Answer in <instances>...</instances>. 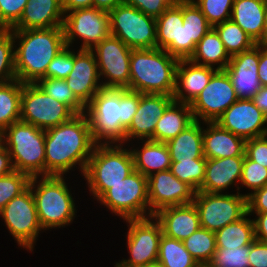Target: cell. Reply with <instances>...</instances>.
<instances>
[{"instance_id": "cell-1", "label": "cell", "mask_w": 267, "mask_h": 267, "mask_svg": "<svg viewBox=\"0 0 267 267\" xmlns=\"http://www.w3.org/2000/svg\"><path fill=\"white\" fill-rule=\"evenodd\" d=\"M95 145L86 113L45 130V176H70L77 169L83 177Z\"/></svg>"}, {"instance_id": "cell-2", "label": "cell", "mask_w": 267, "mask_h": 267, "mask_svg": "<svg viewBox=\"0 0 267 267\" xmlns=\"http://www.w3.org/2000/svg\"><path fill=\"white\" fill-rule=\"evenodd\" d=\"M11 31L16 79L23 84L45 79L49 63L66 47L63 26Z\"/></svg>"}, {"instance_id": "cell-3", "label": "cell", "mask_w": 267, "mask_h": 267, "mask_svg": "<svg viewBox=\"0 0 267 267\" xmlns=\"http://www.w3.org/2000/svg\"><path fill=\"white\" fill-rule=\"evenodd\" d=\"M69 178L71 177L49 175L30 179L29 187L34 197L38 219L45 232L61 228L63 230L72 225L77 217V200L72 193V186H68L71 181Z\"/></svg>"}, {"instance_id": "cell-4", "label": "cell", "mask_w": 267, "mask_h": 267, "mask_svg": "<svg viewBox=\"0 0 267 267\" xmlns=\"http://www.w3.org/2000/svg\"><path fill=\"white\" fill-rule=\"evenodd\" d=\"M179 59L159 48L132 49L126 89L173 96Z\"/></svg>"}, {"instance_id": "cell-5", "label": "cell", "mask_w": 267, "mask_h": 267, "mask_svg": "<svg viewBox=\"0 0 267 267\" xmlns=\"http://www.w3.org/2000/svg\"><path fill=\"white\" fill-rule=\"evenodd\" d=\"M134 170L133 156L127 144H96L82 179L89 188L90 197L97 201Z\"/></svg>"}, {"instance_id": "cell-6", "label": "cell", "mask_w": 267, "mask_h": 267, "mask_svg": "<svg viewBox=\"0 0 267 267\" xmlns=\"http://www.w3.org/2000/svg\"><path fill=\"white\" fill-rule=\"evenodd\" d=\"M3 135L14 170L30 177L45 176V130L19 120L6 128Z\"/></svg>"}, {"instance_id": "cell-7", "label": "cell", "mask_w": 267, "mask_h": 267, "mask_svg": "<svg viewBox=\"0 0 267 267\" xmlns=\"http://www.w3.org/2000/svg\"><path fill=\"white\" fill-rule=\"evenodd\" d=\"M85 113L95 144H125L126 128L120 122V88H101Z\"/></svg>"}, {"instance_id": "cell-8", "label": "cell", "mask_w": 267, "mask_h": 267, "mask_svg": "<svg viewBox=\"0 0 267 267\" xmlns=\"http://www.w3.org/2000/svg\"><path fill=\"white\" fill-rule=\"evenodd\" d=\"M96 203L113 216H119V220L150 217L147 177L134 170L121 182L112 185Z\"/></svg>"}, {"instance_id": "cell-9", "label": "cell", "mask_w": 267, "mask_h": 267, "mask_svg": "<svg viewBox=\"0 0 267 267\" xmlns=\"http://www.w3.org/2000/svg\"><path fill=\"white\" fill-rule=\"evenodd\" d=\"M0 217L18 248L34 252L40 233L45 231L38 219L31 188L28 187L20 195L12 198L0 211Z\"/></svg>"}, {"instance_id": "cell-10", "label": "cell", "mask_w": 267, "mask_h": 267, "mask_svg": "<svg viewBox=\"0 0 267 267\" xmlns=\"http://www.w3.org/2000/svg\"><path fill=\"white\" fill-rule=\"evenodd\" d=\"M110 34L131 49L157 48L156 18L137 8L120 4L108 12Z\"/></svg>"}, {"instance_id": "cell-11", "label": "cell", "mask_w": 267, "mask_h": 267, "mask_svg": "<svg viewBox=\"0 0 267 267\" xmlns=\"http://www.w3.org/2000/svg\"><path fill=\"white\" fill-rule=\"evenodd\" d=\"M127 226L126 247L129 257L116 261L114 267H145L157 262L162 237L161 224L154 216L123 220Z\"/></svg>"}, {"instance_id": "cell-12", "label": "cell", "mask_w": 267, "mask_h": 267, "mask_svg": "<svg viewBox=\"0 0 267 267\" xmlns=\"http://www.w3.org/2000/svg\"><path fill=\"white\" fill-rule=\"evenodd\" d=\"M193 203L199 213L200 227L212 232L241 219L247 213V197L239 192L197 191Z\"/></svg>"}, {"instance_id": "cell-13", "label": "cell", "mask_w": 267, "mask_h": 267, "mask_svg": "<svg viewBox=\"0 0 267 267\" xmlns=\"http://www.w3.org/2000/svg\"><path fill=\"white\" fill-rule=\"evenodd\" d=\"M63 30L66 46L92 50L110 34L109 14L95 7L73 10L64 15Z\"/></svg>"}, {"instance_id": "cell-14", "label": "cell", "mask_w": 267, "mask_h": 267, "mask_svg": "<svg viewBox=\"0 0 267 267\" xmlns=\"http://www.w3.org/2000/svg\"><path fill=\"white\" fill-rule=\"evenodd\" d=\"M75 115L66 104L47 95L36 83L23 84L21 121L47 130L70 120Z\"/></svg>"}, {"instance_id": "cell-15", "label": "cell", "mask_w": 267, "mask_h": 267, "mask_svg": "<svg viewBox=\"0 0 267 267\" xmlns=\"http://www.w3.org/2000/svg\"><path fill=\"white\" fill-rule=\"evenodd\" d=\"M96 58L103 88H127L132 49L109 34L91 50Z\"/></svg>"}, {"instance_id": "cell-16", "label": "cell", "mask_w": 267, "mask_h": 267, "mask_svg": "<svg viewBox=\"0 0 267 267\" xmlns=\"http://www.w3.org/2000/svg\"><path fill=\"white\" fill-rule=\"evenodd\" d=\"M237 100L229 75L225 70H217L208 85L190 104L194 120L216 122Z\"/></svg>"}, {"instance_id": "cell-17", "label": "cell", "mask_w": 267, "mask_h": 267, "mask_svg": "<svg viewBox=\"0 0 267 267\" xmlns=\"http://www.w3.org/2000/svg\"><path fill=\"white\" fill-rule=\"evenodd\" d=\"M150 217L159 210L193 203L196 191L179 180L170 170L160 171L147 177Z\"/></svg>"}, {"instance_id": "cell-18", "label": "cell", "mask_w": 267, "mask_h": 267, "mask_svg": "<svg viewBox=\"0 0 267 267\" xmlns=\"http://www.w3.org/2000/svg\"><path fill=\"white\" fill-rule=\"evenodd\" d=\"M216 123L245 140L267 135V118L252 99H238Z\"/></svg>"}, {"instance_id": "cell-19", "label": "cell", "mask_w": 267, "mask_h": 267, "mask_svg": "<svg viewBox=\"0 0 267 267\" xmlns=\"http://www.w3.org/2000/svg\"><path fill=\"white\" fill-rule=\"evenodd\" d=\"M173 101V96L166 94L140 93L137 112L126 129L125 145L136 140L154 141L156 124Z\"/></svg>"}, {"instance_id": "cell-20", "label": "cell", "mask_w": 267, "mask_h": 267, "mask_svg": "<svg viewBox=\"0 0 267 267\" xmlns=\"http://www.w3.org/2000/svg\"><path fill=\"white\" fill-rule=\"evenodd\" d=\"M65 81L76 98L85 107L98 91L103 88L96 58L91 50L74 48V66Z\"/></svg>"}, {"instance_id": "cell-21", "label": "cell", "mask_w": 267, "mask_h": 267, "mask_svg": "<svg viewBox=\"0 0 267 267\" xmlns=\"http://www.w3.org/2000/svg\"><path fill=\"white\" fill-rule=\"evenodd\" d=\"M258 65L259 44L231 57L224 70L232 81L238 99H252L261 88Z\"/></svg>"}, {"instance_id": "cell-22", "label": "cell", "mask_w": 267, "mask_h": 267, "mask_svg": "<svg viewBox=\"0 0 267 267\" xmlns=\"http://www.w3.org/2000/svg\"><path fill=\"white\" fill-rule=\"evenodd\" d=\"M244 157L206 159L205 178L198 191L207 193L239 192ZM229 190L232 191L229 192Z\"/></svg>"}, {"instance_id": "cell-23", "label": "cell", "mask_w": 267, "mask_h": 267, "mask_svg": "<svg viewBox=\"0 0 267 267\" xmlns=\"http://www.w3.org/2000/svg\"><path fill=\"white\" fill-rule=\"evenodd\" d=\"M216 71L212 67L193 63L189 59H180L176 69L173 100L191 104L208 85Z\"/></svg>"}, {"instance_id": "cell-24", "label": "cell", "mask_w": 267, "mask_h": 267, "mask_svg": "<svg viewBox=\"0 0 267 267\" xmlns=\"http://www.w3.org/2000/svg\"><path fill=\"white\" fill-rule=\"evenodd\" d=\"M153 216L161 224L165 236L180 241L200 228L199 213L194 203L166 207Z\"/></svg>"}, {"instance_id": "cell-25", "label": "cell", "mask_w": 267, "mask_h": 267, "mask_svg": "<svg viewBox=\"0 0 267 267\" xmlns=\"http://www.w3.org/2000/svg\"><path fill=\"white\" fill-rule=\"evenodd\" d=\"M246 140L216 122H203V151L206 159L245 156Z\"/></svg>"}, {"instance_id": "cell-26", "label": "cell", "mask_w": 267, "mask_h": 267, "mask_svg": "<svg viewBox=\"0 0 267 267\" xmlns=\"http://www.w3.org/2000/svg\"><path fill=\"white\" fill-rule=\"evenodd\" d=\"M62 0H28L18 23L10 30L63 26Z\"/></svg>"}, {"instance_id": "cell-27", "label": "cell", "mask_w": 267, "mask_h": 267, "mask_svg": "<svg viewBox=\"0 0 267 267\" xmlns=\"http://www.w3.org/2000/svg\"><path fill=\"white\" fill-rule=\"evenodd\" d=\"M127 145L133 156L134 169L142 175L149 177L153 173L170 169L171 159L166 143L136 140Z\"/></svg>"}, {"instance_id": "cell-28", "label": "cell", "mask_w": 267, "mask_h": 267, "mask_svg": "<svg viewBox=\"0 0 267 267\" xmlns=\"http://www.w3.org/2000/svg\"><path fill=\"white\" fill-rule=\"evenodd\" d=\"M266 0H234L231 20L256 44H263Z\"/></svg>"}, {"instance_id": "cell-29", "label": "cell", "mask_w": 267, "mask_h": 267, "mask_svg": "<svg viewBox=\"0 0 267 267\" xmlns=\"http://www.w3.org/2000/svg\"><path fill=\"white\" fill-rule=\"evenodd\" d=\"M203 122L194 120L176 137L166 142L171 162L200 159L203 151Z\"/></svg>"}, {"instance_id": "cell-30", "label": "cell", "mask_w": 267, "mask_h": 267, "mask_svg": "<svg viewBox=\"0 0 267 267\" xmlns=\"http://www.w3.org/2000/svg\"><path fill=\"white\" fill-rule=\"evenodd\" d=\"M194 121L188 103L173 101L159 118L154 130V141L166 143Z\"/></svg>"}, {"instance_id": "cell-31", "label": "cell", "mask_w": 267, "mask_h": 267, "mask_svg": "<svg viewBox=\"0 0 267 267\" xmlns=\"http://www.w3.org/2000/svg\"><path fill=\"white\" fill-rule=\"evenodd\" d=\"M230 59L231 57L213 27L196 44L195 51L189 58L193 63L212 67L216 70H224Z\"/></svg>"}, {"instance_id": "cell-32", "label": "cell", "mask_w": 267, "mask_h": 267, "mask_svg": "<svg viewBox=\"0 0 267 267\" xmlns=\"http://www.w3.org/2000/svg\"><path fill=\"white\" fill-rule=\"evenodd\" d=\"M217 248L249 246L255 240L254 221L246 213L241 219L215 232Z\"/></svg>"}, {"instance_id": "cell-33", "label": "cell", "mask_w": 267, "mask_h": 267, "mask_svg": "<svg viewBox=\"0 0 267 267\" xmlns=\"http://www.w3.org/2000/svg\"><path fill=\"white\" fill-rule=\"evenodd\" d=\"M180 22H183V0H177L156 18L157 48L165 50L179 43Z\"/></svg>"}, {"instance_id": "cell-34", "label": "cell", "mask_w": 267, "mask_h": 267, "mask_svg": "<svg viewBox=\"0 0 267 267\" xmlns=\"http://www.w3.org/2000/svg\"><path fill=\"white\" fill-rule=\"evenodd\" d=\"M23 83L14 80L0 84V130L20 120Z\"/></svg>"}, {"instance_id": "cell-35", "label": "cell", "mask_w": 267, "mask_h": 267, "mask_svg": "<svg viewBox=\"0 0 267 267\" xmlns=\"http://www.w3.org/2000/svg\"><path fill=\"white\" fill-rule=\"evenodd\" d=\"M157 262L163 267H195L198 262L185 248L183 241L162 234Z\"/></svg>"}, {"instance_id": "cell-36", "label": "cell", "mask_w": 267, "mask_h": 267, "mask_svg": "<svg viewBox=\"0 0 267 267\" xmlns=\"http://www.w3.org/2000/svg\"><path fill=\"white\" fill-rule=\"evenodd\" d=\"M230 57L253 48L256 43L231 19L213 27Z\"/></svg>"}, {"instance_id": "cell-37", "label": "cell", "mask_w": 267, "mask_h": 267, "mask_svg": "<svg viewBox=\"0 0 267 267\" xmlns=\"http://www.w3.org/2000/svg\"><path fill=\"white\" fill-rule=\"evenodd\" d=\"M185 248L200 264H207L217 249L215 232L198 228L188 238L183 240Z\"/></svg>"}, {"instance_id": "cell-38", "label": "cell", "mask_w": 267, "mask_h": 267, "mask_svg": "<svg viewBox=\"0 0 267 267\" xmlns=\"http://www.w3.org/2000/svg\"><path fill=\"white\" fill-rule=\"evenodd\" d=\"M36 84L47 95L66 104L75 114L85 113L86 107L76 98L65 79H39Z\"/></svg>"}, {"instance_id": "cell-39", "label": "cell", "mask_w": 267, "mask_h": 267, "mask_svg": "<svg viewBox=\"0 0 267 267\" xmlns=\"http://www.w3.org/2000/svg\"><path fill=\"white\" fill-rule=\"evenodd\" d=\"M206 158L171 162L170 171L179 180L190 185L196 192L205 178Z\"/></svg>"}, {"instance_id": "cell-40", "label": "cell", "mask_w": 267, "mask_h": 267, "mask_svg": "<svg viewBox=\"0 0 267 267\" xmlns=\"http://www.w3.org/2000/svg\"><path fill=\"white\" fill-rule=\"evenodd\" d=\"M183 23L187 24L188 41H192L195 46L212 28L192 0H183Z\"/></svg>"}, {"instance_id": "cell-41", "label": "cell", "mask_w": 267, "mask_h": 267, "mask_svg": "<svg viewBox=\"0 0 267 267\" xmlns=\"http://www.w3.org/2000/svg\"><path fill=\"white\" fill-rule=\"evenodd\" d=\"M16 80L14 40L11 30L0 29V84Z\"/></svg>"}, {"instance_id": "cell-42", "label": "cell", "mask_w": 267, "mask_h": 267, "mask_svg": "<svg viewBox=\"0 0 267 267\" xmlns=\"http://www.w3.org/2000/svg\"><path fill=\"white\" fill-rule=\"evenodd\" d=\"M266 184L267 168L245 156L239 184V193L242 192L240 189L245 188L246 193H242L247 197L255 190L263 188Z\"/></svg>"}, {"instance_id": "cell-43", "label": "cell", "mask_w": 267, "mask_h": 267, "mask_svg": "<svg viewBox=\"0 0 267 267\" xmlns=\"http://www.w3.org/2000/svg\"><path fill=\"white\" fill-rule=\"evenodd\" d=\"M30 179L28 174L16 170L0 177V211L29 187Z\"/></svg>"}, {"instance_id": "cell-44", "label": "cell", "mask_w": 267, "mask_h": 267, "mask_svg": "<svg viewBox=\"0 0 267 267\" xmlns=\"http://www.w3.org/2000/svg\"><path fill=\"white\" fill-rule=\"evenodd\" d=\"M249 246L217 248L207 263L209 267H250Z\"/></svg>"}, {"instance_id": "cell-45", "label": "cell", "mask_w": 267, "mask_h": 267, "mask_svg": "<svg viewBox=\"0 0 267 267\" xmlns=\"http://www.w3.org/2000/svg\"><path fill=\"white\" fill-rule=\"evenodd\" d=\"M214 27L231 19L234 0H192Z\"/></svg>"}, {"instance_id": "cell-46", "label": "cell", "mask_w": 267, "mask_h": 267, "mask_svg": "<svg viewBox=\"0 0 267 267\" xmlns=\"http://www.w3.org/2000/svg\"><path fill=\"white\" fill-rule=\"evenodd\" d=\"M74 66V48L66 46L49 63L46 78L66 79Z\"/></svg>"}, {"instance_id": "cell-47", "label": "cell", "mask_w": 267, "mask_h": 267, "mask_svg": "<svg viewBox=\"0 0 267 267\" xmlns=\"http://www.w3.org/2000/svg\"><path fill=\"white\" fill-rule=\"evenodd\" d=\"M28 0H0V29L10 30L19 21Z\"/></svg>"}, {"instance_id": "cell-48", "label": "cell", "mask_w": 267, "mask_h": 267, "mask_svg": "<svg viewBox=\"0 0 267 267\" xmlns=\"http://www.w3.org/2000/svg\"><path fill=\"white\" fill-rule=\"evenodd\" d=\"M140 102V93L137 91L120 88V105H122V118L121 124L127 129L137 112Z\"/></svg>"}, {"instance_id": "cell-49", "label": "cell", "mask_w": 267, "mask_h": 267, "mask_svg": "<svg viewBox=\"0 0 267 267\" xmlns=\"http://www.w3.org/2000/svg\"><path fill=\"white\" fill-rule=\"evenodd\" d=\"M195 47L192 41H188L187 24L180 22L179 43H171L165 51L179 60L189 59Z\"/></svg>"}, {"instance_id": "cell-50", "label": "cell", "mask_w": 267, "mask_h": 267, "mask_svg": "<svg viewBox=\"0 0 267 267\" xmlns=\"http://www.w3.org/2000/svg\"><path fill=\"white\" fill-rule=\"evenodd\" d=\"M245 156L267 168V135L246 140Z\"/></svg>"}, {"instance_id": "cell-51", "label": "cell", "mask_w": 267, "mask_h": 267, "mask_svg": "<svg viewBox=\"0 0 267 267\" xmlns=\"http://www.w3.org/2000/svg\"><path fill=\"white\" fill-rule=\"evenodd\" d=\"M176 1L177 0H125L124 3L137 8L146 15L157 18Z\"/></svg>"}, {"instance_id": "cell-52", "label": "cell", "mask_w": 267, "mask_h": 267, "mask_svg": "<svg viewBox=\"0 0 267 267\" xmlns=\"http://www.w3.org/2000/svg\"><path fill=\"white\" fill-rule=\"evenodd\" d=\"M248 260L250 267H267V242L255 239L249 245Z\"/></svg>"}, {"instance_id": "cell-53", "label": "cell", "mask_w": 267, "mask_h": 267, "mask_svg": "<svg viewBox=\"0 0 267 267\" xmlns=\"http://www.w3.org/2000/svg\"><path fill=\"white\" fill-rule=\"evenodd\" d=\"M267 212V184L247 196V213Z\"/></svg>"}, {"instance_id": "cell-54", "label": "cell", "mask_w": 267, "mask_h": 267, "mask_svg": "<svg viewBox=\"0 0 267 267\" xmlns=\"http://www.w3.org/2000/svg\"><path fill=\"white\" fill-rule=\"evenodd\" d=\"M248 214L252 216L254 221L255 239L267 242V212Z\"/></svg>"}, {"instance_id": "cell-55", "label": "cell", "mask_w": 267, "mask_h": 267, "mask_svg": "<svg viewBox=\"0 0 267 267\" xmlns=\"http://www.w3.org/2000/svg\"><path fill=\"white\" fill-rule=\"evenodd\" d=\"M258 76L262 86H267V45L259 44Z\"/></svg>"}, {"instance_id": "cell-56", "label": "cell", "mask_w": 267, "mask_h": 267, "mask_svg": "<svg viewBox=\"0 0 267 267\" xmlns=\"http://www.w3.org/2000/svg\"><path fill=\"white\" fill-rule=\"evenodd\" d=\"M93 0H62L64 14L76 9L92 8Z\"/></svg>"}, {"instance_id": "cell-57", "label": "cell", "mask_w": 267, "mask_h": 267, "mask_svg": "<svg viewBox=\"0 0 267 267\" xmlns=\"http://www.w3.org/2000/svg\"><path fill=\"white\" fill-rule=\"evenodd\" d=\"M252 101L267 118V86H261L259 91L253 96Z\"/></svg>"}, {"instance_id": "cell-58", "label": "cell", "mask_w": 267, "mask_h": 267, "mask_svg": "<svg viewBox=\"0 0 267 267\" xmlns=\"http://www.w3.org/2000/svg\"><path fill=\"white\" fill-rule=\"evenodd\" d=\"M14 171L9 151L3 147L0 150V177Z\"/></svg>"}, {"instance_id": "cell-59", "label": "cell", "mask_w": 267, "mask_h": 267, "mask_svg": "<svg viewBox=\"0 0 267 267\" xmlns=\"http://www.w3.org/2000/svg\"><path fill=\"white\" fill-rule=\"evenodd\" d=\"M124 2L125 0H93V7L109 12Z\"/></svg>"}, {"instance_id": "cell-60", "label": "cell", "mask_w": 267, "mask_h": 267, "mask_svg": "<svg viewBox=\"0 0 267 267\" xmlns=\"http://www.w3.org/2000/svg\"><path fill=\"white\" fill-rule=\"evenodd\" d=\"M263 45H267V0H266L265 18H264Z\"/></svg>"}, {"instance_id": "cell-61", "label": "cell", "mask_w": 267, "mask_h": 267, "mask_svg": "<svg viewBox=\"0 0 267 267\" xmlns=\"http://www.w3.org/2000/svg\"><path fill=\"white\" fill-rule=\"evenodd\" d=\"M4 147V135L3 131L0 130V150Z\"/></svg>"}, {"instance_id": "cell-62", "label": "cell", "mask_w": 267, "mask_h": 267, "mask_svg": "<svg viewBox=\"0 0 267 267\" xmlns=\"http://www.w3.org/2000/svg\"><path fill=\"white\" fill-rule=\"evenodd\" d=\"M145 267H163L161 263L159 262H154V263H151V264H148L147 266Z\"/></svg>"}, {"instance_id": "cell-63", "label": "cell", "mask_w": 267, "mask_h": 267, "mask_svg": "<svg viewBox=\"0 0 267 267\" xmlns=\"http://www.w3.org/2000/svg\"><path fill=\"white\" fill-rule=\"evenodd\" d=\"M195 267H209L208 264H200L198 263Z\"/></svg>"}]
</instances>
